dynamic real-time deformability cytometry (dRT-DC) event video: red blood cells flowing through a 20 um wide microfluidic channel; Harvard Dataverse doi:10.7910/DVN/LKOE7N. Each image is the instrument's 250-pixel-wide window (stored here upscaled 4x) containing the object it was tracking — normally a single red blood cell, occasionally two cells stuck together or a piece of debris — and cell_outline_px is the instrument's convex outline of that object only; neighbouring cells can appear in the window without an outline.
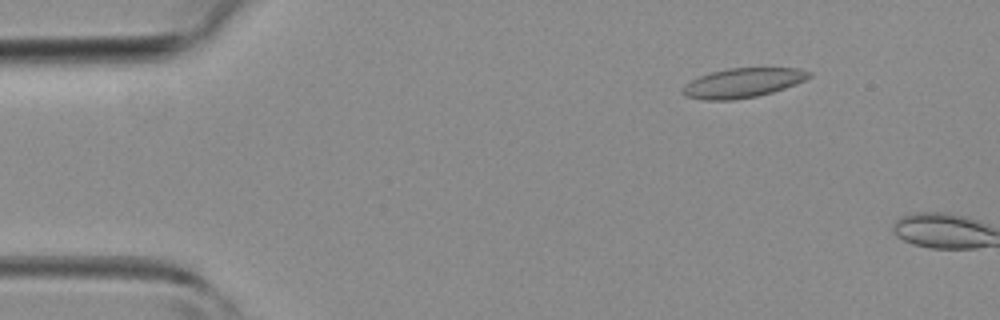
{"species": "common noctule bat (a hibernating species)", "species_latin": "Nyctalus noctula", "temperature_condition": "room temperature", "stored_images_in_passage": 5, "camera_frame_rate_fps": 3000, "um_per_image_px": 0.085, "animal": {"sex": "female", "body_mass_g": 19.3, "forearm_length_mm": 54.1}, "frame": {"image": 1, "passage_image": 4, "time_ms": 1.0, "image_size_px": [1000, 320], "cell_outline_px": [[812, 76], [796, 84], [772, 92], [756, 96], [732, 100], [704, 100], [684, 96], [680, 92], [680, 88], [684, 84], [700, 76], [712, 72], [728, 68], [796, 68], [812, 72]], "centroid_in_image_um": [63.09, 7.05], "position_along_channel_um": 21.9, "area_um2": 21.73}}